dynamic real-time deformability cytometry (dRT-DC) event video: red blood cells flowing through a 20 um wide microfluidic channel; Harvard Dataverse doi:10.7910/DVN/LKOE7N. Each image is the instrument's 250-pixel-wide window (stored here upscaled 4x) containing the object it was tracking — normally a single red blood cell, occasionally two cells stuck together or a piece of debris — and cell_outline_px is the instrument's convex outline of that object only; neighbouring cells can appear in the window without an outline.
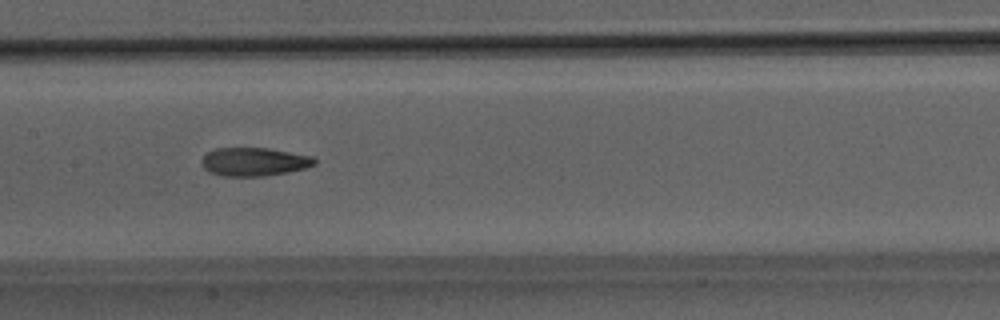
{"species": "Egyptian fruit bat (a non-hibernating species)", "species_latin": "Rousettus aegyptiacus", "temperature_condition": "room temperature", "stored_images_in_passage": 30, "camera_frame_rate_fps": 3000, "um_per_image_px": 0.085, "animal": {"sex": "male"}, "frame": {"image": 1, "passage_image": 21, "time_ms": 6.667, "image_size_px": [1000, 320], "cell_outline_px": [[316, 164], [304, 168], [288, 172], [264, 176], [220, 176], [208, 172], [204, 168], [200, 160], [208, 152], [216, 148], [268, 148], [312, 156], [316, 160]], "centroid_in_image_um": [21.57, 13.75], "position_along_channel_um": 185.8, "area_um2": 18.73}}